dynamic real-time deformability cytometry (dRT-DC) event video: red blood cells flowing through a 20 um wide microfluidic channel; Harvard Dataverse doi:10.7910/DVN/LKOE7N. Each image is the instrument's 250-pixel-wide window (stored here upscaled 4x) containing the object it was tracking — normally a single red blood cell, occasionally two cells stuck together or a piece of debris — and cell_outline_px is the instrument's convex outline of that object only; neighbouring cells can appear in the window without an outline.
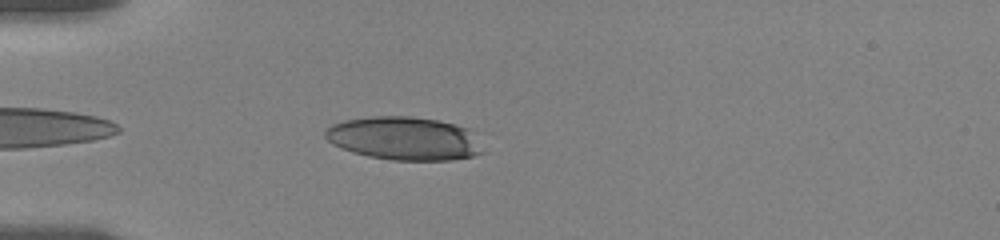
{"species": "human", "species_latin": "Homo sapiens", "temperature_condition": "room temperature", "stored_images_in_passage": 40, "camera_frame_rate_fps": 3000, "um_per_image_px": 0.085, "donor": {"sex": "female"}, "frame": {"image": 1, "passage_image": 4, "time_ms": 1.0, "image_size_px": [1000, 240], "cell_outline_px": [[484, 152], [472, 156], [452, 160], [392, 160], [368, 156], [352, 152], [332, 144], [324, 136], [324, 132], [332, 124], [344, 120], [372, 116], [412, 116], [436, 120], [456, 124], [468, 128]], "centroid_in_image_um": [34.32, 11.76], "position_along_channel_um": 50.7, "area_um2": 39.65}}
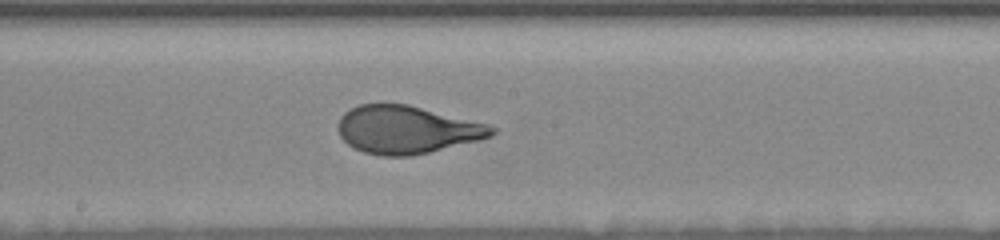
{"frame": {"image": 2, "passage_image": 18, "time_ms": 6.0, "image_size_px": [1000, 240], "cell_outline_px": [[496, 132], [492, 136], [480, 140], [412, 156], [384, 156], [364, 152], [348, 144], [340, 136], [340, 116], [344, 112], [360, 104], [408, 104], [488, 124], [496, 128]], "centroid_in_image_um": [34.61, 11.02], "position_along_channel_um": 213.6, "area_um2": 42.54}}
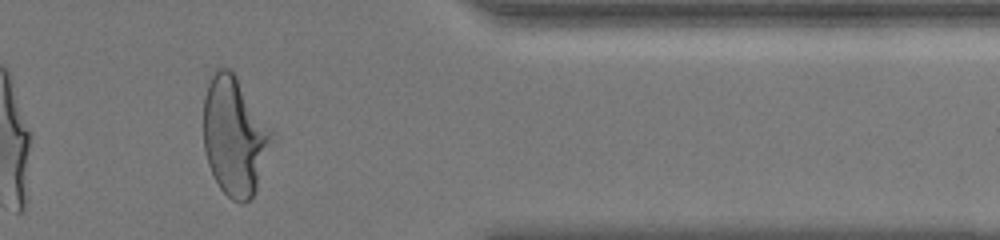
{"frame": {"image": 3, "passage_image": 34, "time_ms": 11.333, "image_size_px": [1000, 240], "cell_outline_px": [[276, 136], [256, 188], [252, 196], [244, 204], [240, 204], [232, 200], [220, 188], [208, 164], [204, 148], [204, 96], [208, 84], [216, 68], [228, 68], [236, 76], [276, 132]], "centroid_in_image_um": [19.98, 11.57], "position_along_channel_um": 391.4, "area_um2": 47.57}, "authors_computed_cell_mechanics": {"area_um2": 42.9743, "velocity_mm_per_s": 3.6059, "shape_relaxation_time_tau1_ms": 4.7964, "shape_relaxation_time_tau2_ms": null, "deformation_change_tau1": 0.2015, "deformation_change_tau2": null}}